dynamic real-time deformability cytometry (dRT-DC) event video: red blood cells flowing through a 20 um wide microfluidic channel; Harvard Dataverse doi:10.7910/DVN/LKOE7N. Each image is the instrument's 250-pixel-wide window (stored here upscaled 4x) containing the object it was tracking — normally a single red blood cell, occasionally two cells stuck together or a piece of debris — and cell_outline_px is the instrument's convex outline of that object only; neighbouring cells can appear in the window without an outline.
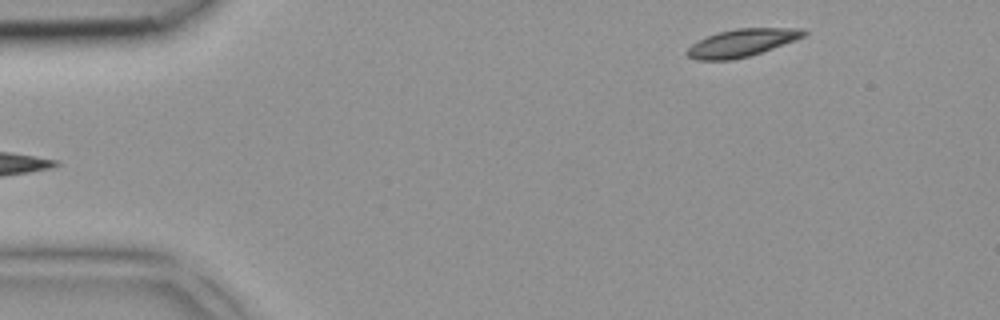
{"species": "common noctule bat (a hibernating species)", "species_latin": "Nyctalus noctula", "temperature_condition": "room temperature", "stored_images_in_passage": 3, "segment_of_instrument_passage": [2, 2], "camera_frame_rate_fps": 3000, "um_per_image_px": 0.085, "animal": {"sex": "female", "body_mass_g": 18.4}, "frame": {"image": 1, "passage_image": 3, "time_ms": 0.667, "image_size_px": [1000, 320], "cell_outline_px": [[808, 32], [804, 36], [796, 40], [748, 56], [732, 60], [696, 60], [688, 56], [684, 52], [692, 44], [708, 36], [720, 32], [736, 28], [804, 28]], "centroid_in_image_um": [63.06, 3.64], "position_along_channel_um": 21.9, "area_um2": 18.61}}